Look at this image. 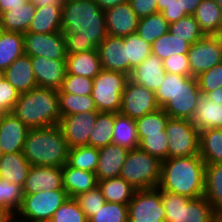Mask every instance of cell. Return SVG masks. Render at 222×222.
I'll use <instances>...</instances> for the list:
<instances>
[{
	"instance_id": "cell-1",
	"label": "cell",
	"mask_w": 222,
	"mask_h": 222,
	"mask_svg": "<svg viewBox=\"0 0 222 222\" xmlns=\"http://www.w3.org/2000/svg\"><path fill=\"white\" fill-rule=\"evenodd\" d=\"M61 31L67 55L95 50L108 36L105 13L94 0H63Z\"/></svg>"
},
{
	"instance_id": "cell-2",
	"label": "cell",
	"mask_w": 222,
	"mask_h": 222,
	"mask_svg": "<svg viewBox=\"0 0 222 222\" xmlns=\"http://www.w3.org/2000/svg\"><path fill=\"white\" fill-rule=\"evenodd\" d=\"M158 188L190 199L204 196L205 162L200 154L162 161Z\"/></svg>"
},
{
	"instance_id": "cell-3",
	"label": "cell",
	"mask_w": 222,
	"mask_h": 222,
	"mask_svg": "<svg viewBox=\"0 0 222 222\" xmlns=\"http://www.w3.org/2000/svg\"><path fill=\"white\" fill-rule=\"evenodd\" d=\"M155 96L170 118L192 120L202 93L197 77L166 73Z\"/></svg>"
},
{
	"instance_id": "cell-4",
	"label": "cell",
	"mask_w": 222,
	"mask_h": 222,
	"mask_svg": "<svg viewBox=\"0 0 222 222\" xmlns=\"http://www.w3.org/2000/svg\"><path fill=\"white\" fill-rule=\"evenodd\" d=\"M69 147L60 126L30 128L23 147V155L32 166L62 168L68 160Z\"/></svg>"
},
{
	"instance_id": "cell-5",
	"label": "cell",
	"mask_w": 222,
	"mask_h": 222,
	"mask_svg": "<svg viewBox=\"0 0 222 222\" xmlns=\"http://www.w3.org/2000/svg\"><path fill=\"white\" fill-rule=\"evenodd\" d=\"M13 113L30 129L57 125L61 120L58 90L36 87L20 93Z\"/></svg>"
},
{
	"instance_id": "cell-6",
	"label": "cell",
	"mask_w": 222,
	"mask_h": 222,
	"mask_svg": "<svg viewBox=\"0 0 222 222\" xmlns=\"http://www.w3.org/2000/svg\"><path fill=\"white\" fill-rule=\"evenodd\" d=\"M162 161L136 148L131 149L121 168L120 177L137 190L158 187Z\"/></svg>"
},
{
	"instance_id": "cell-7",
	"label": "cell",
	"mask_w": 222,
	"mask_h": 222,
	"mask_svg": "<svg viewBox=\"0 0 222 222\" xmlns=\"http://www.w3.org/2000/svg\"><path fill=\"white\" fill-rule=\"evenodd\" d=\"M161 199L165 222H212L214 210L204 196L190 199L161 190Z\"/></svg>"
},
{
	"instance_id": "cell-8",
	"label": "cell",
	"mask_w": 222,
	"mask_h": 222,
	"mask_svg": "<svg viewBox=\"0 0 222 222\" xmlns=\"http://www.w3.org/2000/svg\"><path fill=\"white\" fill-rule=\"evenodd\" d=\"M129 76L102 69L93 79L92 98L98 112L119 113L122 104V93Z\"/></svg>"
},
{
	"instance_id": "cell-9",
	"label": "cell",
	"mask_w": 222,
	"mask_h": 222,
	"mask_svg": "<svg viewBox=\"0 0 222 222\" xmlns=\"http://www.w3.org/2000/svg\"><path fill=\"white\" fill-rule=\"evenodd\" d=\"M68 198L65 189L24 194L20 209L14 216L22 222H49L55 211Z\"/></svg>"
},
{
	"instance_id": "cell-10",
	"label": "cell",
	"mask_w": 222,
	"mask_h": 222,
	"mask_svg": "<svg viewBox=\"0 0 222 222\" xmlns=\"http://www.w3.org/2000/svg\"><path fill=\"white\" fill-rule=\"evenodd\" d=\"M168 158L199 154L200 131L191 120L169 118L166 128Z\"/></svg>"
},
{
	"instance_id": "cell-11",
	"label": "cell",
	"mask_w": 222,
	"mask_h": 222,
	"mask_svg": "<svg viewBox=\"0 0 222 222\" xmlns=\"http://www.w3.org/2000/svg\"><path fill=\"white\" fill-rule=\"evenodd\" d=\"M128 222H165V208L158 187L136 190L128 203Z\"/></svg>"
},
{
	"instance_id": "cell-12",
	"label": "cell",
	"mask_w": 222,
	"mask_h": 222,
	"mask_svg": "<svg viewBox=\"0 0 222 222\" xmlns=\"http://www.w3.org/2000/svg\"><path fill=\"white\" fill-rule=\"evenodd\" d=\"M192 77L222 62V42L217 35H205L190 45L187 53Z\"/></svg>"
},
{
	"instance_id": "cell-13",
	"label": "cell",
	"mask_w": 222,
	"mask_h": 222,
	"mask_svg": "<svg viewBox=\"0 0 222 222\" xmlns=\"http://www.w3.org/2000/svg\"><path fill=\"white\" fill-rule=\"evenodd\" d=\"M159 108L154 91L128 79L122 93L120 113L136 120Z\"/></svg>"
},
{
	"instance_id": "cell-14",
	"label": "cell",
	"mask_w": 222,
	"mask_h": 222,
	"mask_svg": "<svg viewBox=\"0 0 222 222\" xmlns=\"http://www.w3.org/2000/svg\"><path fill=\"white\" fill-rule=\"evenodd\" d=\"M24 35V54L30 57L38 56L53 60H66L67 52L65 38L62 33H32Z\"/></svg>"
},
{
	"instance_id": "cell-15",
	"label": "cell",
	"mask_w": 222,
	"mask_h": 222,
	"mask_svg": "<svg viewBox=\"0 0 222 222\" xmlns=\"http://www.w3.org/2000/svg\"><path fill=\"white\" fill-rule=\"evenodd\" d=\"M100 112L89 111L61 117L59 126L69 148L88 146L90 131Z\"/></svg>"
},
{
	"instance_id": "cell-16",
	"label": "cell",
	"mask_w": 222,
	"mask_h": 222,
	"mask_svg": "<svg viewBox=\"0 0 222 222\" xmlns=\"http://www.w3.org/2000/svg\"><path fill=\"white\" fill-rule=\"evenodd\" d=\"M38 87L60 90L66 75V60L30 57Z\"/></svg>"
},
{
	"instance_id": "cell-17",
	"label": "cell",
	"mask_w": 222,
	"mask_h": 222,
	"mask_svg": "<svg viewBox=\"0 0 222 222\" xmlns=\"http://www.w3.org/2000/svg\"><path fill=\"white\" fill-rule=\"evenodd\" d=\"M108 35L127 37L137 32L139 18L129 1L104 11Z\"/></svg>"
},
{
	"instance_id": "cell-18",
	"label": "cell",
	"mask_w": 222,
	"mask_h": 222,
	"mask_svg": "<svg viewBox=\"0 0 222 222\" xmlns=\"http://www.w3.org/2000/svg\"><path fill=\"white\" fill-rule=\"evenodd\" d=\"M29 128L13 113H4L0 123V145L3 154L23 152Z\"/></svg>"
},
{
	"instance_id": "cell-19",
	"label": "cell",
	"mask_w": 222,
	"mask_h": 222,
	"mask_svg": "<svg viewBox=\"0 0 222 222\" xmlns=\"http://www.w3.org/2000/svg\"><path fill=\"white\" fill-rule=\"evenodd\" d=\"M58 189H64L62 168L55 166H31L23 186L24 194Z\"/></svg>"
},
{
	"instance_id": "cell-20",
	"label": "cell",
	"mask_w": 222,
	"mask_h": 222,
	"mask_svg": "<svg viewBox=\"0 0 222 222\" xmlns=\"http://www.w3.org/2000/svg\"><path fill=\"white\" fill-rule=\"evenodd\" d=\"M102 69L127 75V53L123 37L108 35L97 47Z\"/></svg>"
},
{
	"instance_id": "cell-21",
	"label": "cell",
	"mask_w": 222,
	"mask_h": 222,
	"mask_svg": "<svg viewBox=\"0 0 222 222\" xmlns=\"http://www.w3.org/2000/svg\"><path fill=\"white\" fill-rule=\"evenodd\" d=\"M129 151L128 148L113 143L99 148L98 166L95 171L97 180L120 177L121 168Z\"/></svg>"
},
{
	"instance_id": "cell-22",
	"label": "cell",
	"mask_w": 222,
	"mask_h": 222,
	"mask_svg": "<svg viewBox=\"0 0 222 222\" xmlns=\"http://www.w3.org/2000/svg\"><path fill=\"white\" fill-rule=\"evenodd\" d=\"M165 75L166 71L163 67V61L151 53L141 64L132 70L129 79L156 92L162 84Z\"/></svg>"
},
{
	"instance_id": "cell-23",
	"label": "cell",
	"mask_w": 222,
	"mask_h": 222,
	"mask_svg": "<svg viewBox=\"0 0 222 222\" xmlns=\"http://www.w3.org/2000/svg\"><path fill=\"white\" fill-rule=\"evenodd\" d=\"M3 73L4 78L19 93L29 92L38 87L29 55L23 54L18 57Z\"/></svg>"
},
{
	"instance_id": "cell-24",
	"label": "cell",
	"mask_w": 222,
	"mask_h": 222,
	"mask_svg": "<svg viewBox=\"0 0 222 222\" xmlns=\"http://www.w3.org/2000/svg\"><path fill=\"white\" fill-rule=\"evenodd\" d=\"M62 182L68 196L73 198L98 186L95 173L71 167L67 163L62 167Z\"/></svg>"
},
{
	"instance_id": "cell-25",
	"label": "cell",
	"mask_w": 222,
	"mask_h": 222,
	"mask_svg": "<svg viewBox=\"0 0 222 222\" xmlns=\"http://www.w3.org/2000/svg\"><path fill=\"white\" fill-rule=\"evenodd\" d=\"M33 17L28 32L38 34L60 32L62 25V4H49L43 7H36Z\"/></svg>"
},
{
	"instance_id": "cell-26",
	"label": "cell",
	"mask_w": 222,
	"mask_h": 222,
	"mask_svg": "<svg viewBox=\"0 0 222 222\" xmlns=\"http://www.w3.org/2000/svg\"><path fill=\"white\" fill-rule=\"evenodd\" d=\"M36 6L28 0L23 6L13 7L12 10L0 15V29L25 34L35 15Z\"/></svg>"
},
{
	"instance_id": "cell-27",
	"label": "cell",
	"mask_w": 222,
	"mask_h": 222,
	"mask_svg": "<svg viewBox=\"0 0 222 222\" xmlns=\"http://www.w3.org/2000/svg\"><path fill=\"white\" fill-rule=\"evenodd\" d=\"M31 166L23 152L3 154L0 157V178L23 187Z\"/></svg>"
},
{
	"instance_id": "cell-28",
	"label": "cell",
	"mask_w": 222,
	"mask_h": 222,
	"mask_svg": "<svg viewBox=\"0 0 222 222\" xmlns=\"http://www.w3.org/2000/svg\"><path fill=\"white\" fill-rule=\"evenodd\" d=\"M66 70L68 74L94 79L102 70L97 49L67 55Z\"/></svg>"
},
{
	"instance_id": "cell-29",
	"label": "cell",
	"mask_w": 222,
	"mask_h": 222,
	"mask_svg": "<svg viewBox=\"0 0 222 222\" xmlns=\"http://www.w3.org/2000/svg\"><path fill=\"white\" fill-rule=\"evenodd\" d=\"M191 121L199 131L222 128V104L202 95Z\"/></svg>"
},
{
	"instance_id": "cell-30",
	"label": "cell",
	"mask_w": 222,
	"mask_h": 222,
	"mask_svg": "<svg viewBox=\"0 0 222 222\" xmlns=\"http://www.w3.org/2000/svg\"><path fill=\"white\" fill-rule=\"evenodd\" d=\"M193 16L205 35H217L220 32L222 10L215 0H202Z\"/></svg>"
},
{
	"instance_id": "cell-31",
	"label": "cell",
	"mask_w": 222,
	"mask_h": 222,
	"mask_svg": "<svg viewBox=\"0 0 222 222\" xmlns=\"http://www.w3.org/2000/svg\"><path fill=\"white\" fill-rule=\"evenodd\" d=\"M24 54V35L0 29V70L5 71Z\"/></svg>"
},
{
	"instance_id": "cell-32",
	"label": "cell",
	"mask_w": 222,
	"mask_h": 222,
	"mask_svg": "<svg viewBox=\"0 0 222 222\" xmlns=\"http://www.w3.org/2000/svg\"><path fill=\"white\" fill-rule=\"evenodd\" d=\"M199 154L205 164L222 163V128L200 131Z\"/></svg>"
},
{
	"instance_id": "cell-33",
	"label": "cell",
	"mask_w": 222,
	"mask_h": 222,
	"mask_svg": "<svg viewBox=\"0 0 222 222\" xmlns=\"http://www.w3.org/2000/svg\"><path fill=\"white\" fill-rule=\"evenodd\" d=\"M112 143L128 148L129 150L139 147L137 126L134 119H131L120 112L114 113Z\"/></svg>"
},
{
	"instance_id": "cell-34",
	"label": "cell",
	"mask_w": 222,
	"mask_h": 222,
	"mask_svg": "<svg viewBox=\"0 0 222 222\" xmlns=\"http://www.w3.org/2000/svg\"><path fill=\"white\" fill-rule=\"evenodd\" d=\"M98 187L102 191L105 202L126 205L132 200L137 190L121 177L98 181Z\"/></svg>"
},
{
	"instance_id": "cell-35",
	"label": "cell",
	"mask_w": 222,
	"mask_h": 222,
	"mask_svg": "<svg viewBox=\"0 0 222 222\" xmlns=\"http://www.w3.org/2000/svg\"><path fill=\"white\" fill-rule=\"evenodd\" d=\"M204 197L214 211L222 210V163L205 164Z\"/></svg>"
},
{
	"instance_id": "cell-36",
	"label": "cell",
	"mask_w": 222,
	"mask_h": 222,
	"mask_svg": "<svg viewBox=\"0 0 222 222\" xmlns=\"http://www.w3.org/2000/svg\"><path fill=\"white\" fill-rule=\"evenodd\" d=\"M114 113L100 112L91 129L88 146L102 148L112 143Z\"/></svg>"
},
{
	"instance_id": "cell-37",
	"label": "cell",
	"mask_w": 222,
	"mask_h": 222,
	"mask_svg": "<svg viewBox=\"0 0 222 222\" xmlns=\"http://www.w3.org/2000/svg\"><path fill=\"white\" fill-rule=\"evenodd\" d=\"M127 53V75L141 64L151 53L152 45L143 40L137 33L123 37Z\"/></svg>"
},
{
	"instance_id": "cell-38",
	"label": "cell",
	"mask_w": 222,
	"mask_h": 222,
	"mask_svg": "<svg viewBox=\"0 0 222 222\" xmlns=\"http://www.w3.org/2000/svg\"><path fill=\"white\" fill-rule=\"evenodd\" d=\"M169 31V23L163 17L162 13L157 12L139 19L137 34L151 44Z\"/></svg>"
},
{
	"instance_id": "cell-39",
	"label": "cell",
	"mask_w": 222,
	"mask_h": 222,
	"mask_svg": "<svg viewBox=\"0 0 222 222\" xmlns=\"http://www.w3.org/2000/svg\"><path fill=\"white\" fill-rule=\"evenodd\" d=\"M99 160V149L90 146L69 148L67 164L71 167L95 173Z\"/></svg>"
},
{
	"instance_id": "cell-40",
	"label": "cell",
	"mask_w": 222,
	"mask_h": 222,
	"mask_svg": "<svg viewBox=\"0 0 222 222\" xmlns=\"http://www.w3.org/2000/svg\"><path fill=\"white\" fill-rule=\"evenodd\" d=\"M190 44L169 31L152 43V54L162 61L176 54L187 55Z\"/></svg>"
},
{
	"instance_id": "cell-41",
	"label": "cell",
	"mask_w": 222,
	"mask_h": 222,
	"mask_svg": "<svg viewBox=\"0 0 222 222\" xmlns=\"http://www.w3.org/2000/svg\"><path fill=\"white\" fill-rule=\"evenodd\" d=\"M61 117L82 112L98 111L91 95L58 93Z\"/></svg>"
},
{
	"instance_id": "cell-42",
	"label": "cell",
	"mask_w": 222,
	"mask_h": 222,
	"mask_svg": "<svg viewBox=\"0 0 222 222\" xmlns=\"http://www.w3.org/2000/svg\"><path fill=\"white\" fill-rule=\"evenodd\" d=\"M169 116L162 108L145 114L141 118L135 120L137 126L138 138H145L148 135L161 134L164 131L166 124L169 120Z\"/></svg>"
},
{
	"instance_id": "cell-43",
	"label": "cell",
	"mask_w": 222,
	"mask_h": 222,
	"mask_svg": "<svg viewBox=\"0 0 222 222\" xmlns=\"http://www.w3.org/2000/svg\"><path fill=\"white\" fill-rule=\"evenodd\" d=\"M169 32L190 45L205 36L193 15H187L177 22L169 24Z\"/></svg>"
},
{
	"instance_id": "cell-44",
	"label": "cell",
	"mask_w": 222,
	"mask_h": 222,
	"mask_svg": "<svg viewBox=\"0 0 222 222\" xmlns=\"http://www.w3.org/2000/svg\"><path fill=\"white\" fill-rule=\"evenodd\" d=\"M23 199L24 191L22 186L0 178V206L15 215L20 209Z\"/></svg>"
},
{
	"instance_id": "cell-45",
	"label": "cell",
	"mask_w": 222,
	"mask_h": 222,
	"mask_svg": "<svg viewBox=\"0 0 222 222\" xmlns=\"http://www.w3.org/2000/svg\"><path fill=\"white\" fill-rule=\"evenodd\" d=\"M88 222H128V205L105 202Z\"/></svg>"
},
{
	"instance_id": "cell-46",
	"label": "cell",
	"mask_w": 222,
	"mask_h": 222,
	"mask_svg": "<svg viewBox=\"0 0 222 222\" xmlns=\"http://www.w3.org/2000/svg\"><path fill=\"white\" fill-rule=\"evenodd\" d=\"M138 148L161 161L168 159V139L165 130L161 131V134L139 138Z\"/></svg>"
},
{
	"instance_id": "cell-47",
	"label": "cell",
	"mask_w": 222,
	"mask_h": 222,
	"mask_svg": "<svg viewBox=\"0 0 222 222\" xmlns=\"http://www.w3.org/2000/svg\"><path fill=\"white\" fill-rule=\"evenodd\" d=\"M49 222H88V219L75 198L69 197L55 211Z\"/></svg>"
},
{
	"instance_id": "cell-48",
	"label": "cell",
	"mask_w": 222,
	"mask_h": 222,
	"mask_svg": "<svg viewBox=\"0 0 222 222\" xmlns=\"http://www.w3.org/2000/svg\"><path fill=\"white\" fill-rule=\"evenodd\" d=\"M93 79L81 75L68 74L66 72L63 85L58 93H69L77 95H91Z\"/></svg>"
},
{
	"instance_id": "cell-49",
	"label": "cell",
	"mask_w": 222,
	"mask_h": 222,
	"mask_svg": "<svg viewBox=\"0 0 222 222\" xmlns=\"http://www.w3.org/2000/svg\"><path fill=\"white\" fill-rule=\"evenodd\" d=\"M75 200L78 202L80 208L84 211L87 219L93 216L95 212L105 203V198L98 186L87 191L86 193L77 195Z\"/></svg>"
},
{
	"instance_id": "cell-50",
	"label": "cell",
	"mask_w": 222,
	"mask_h": 222,
	"mask_svg": "<svg viewBox=\"0 0 222 222\" xmlns=\"http://www.w3.org/2000/svg\"><path fill=\"white\" fill-rule=\"evenodd\" d=\"M197 81L202 95H206L207 93L221 87L222 62L197 76Z\"/></svg>"
},
{
	"instance_id": "cell-51",
	"label": "cell",
	"mask_w": 222,
	"mask_h": 222,
	"mask_svg": "<svg viewBox=\"0 0 222 222\" xmlns=\"http://www.w3.org/2000/svg\"><path fill=\"white\" fill-rule=\"evenodd\" d=\"M20 93L5 78L0 81V111L13 112Z\"/></svg>"
},
{
	"instance_id": "cell-52",
	"label": "cell",
	"mask_w": 222,
	"mask_h": 222,
	"mask_svg": "<svg viewBox=\"0 0 222 222\" xmlns=\"http://www.w3.org/2000/svg\"><path fill=\"white\" fill-rule=\"evenodd\" d=\"M166 73L191 76L189 59L187 55L176 54L163 60Z\"/></svg>"
},
{
	"instance_id": "cell-53",
	"label": "cell",
	"mask_w": 222,
	"mask_h": 222,
	"mask_svg": "<svg viewBox=\"0 0 222 222\" xmlns=\"http://www.w3.org/2000/svg\"><path fill=\"white\" fill-rule=\"evenodd\" d=\"M129 3L139 19L157 13V0H129Z\"/></svg>"
},
{
	"instance_id": "cell-54",
	"label": "cell",
	"mask_w": 222,
	"mask_h": 222,
	"mask_svg": "<svg viewBox=\"0 0 222 222\" xmlns=\"http://www.w3.org/2000/svg\"><path fill=\"white\" fill-rule=\"evenodd\" d=\"M166 21L171 24L177 22L182 17L187 16L185 11H182L179 1H175L169 5L164 11L161 12Z\"/></svg>"
},
{
	"instance_id": "cell-55",
	"label": "cell",
	"mask_w": 222,
	"mask_h": 222,
	"mask_svg": "<svg viewBox=\"0 0 222 222\" xmlns=\"http://www.w3.org/2000/svg\"><path fill=\"white\" fill-rule=\"evenodd\" d=\"M179 1L182 11H185L187 15H193L196 8L202 0H177Z\"/></svg>"
},
{
	"instance_id": "cell-56",
	"label": "cell",
	"mask_w": 222,
	"mask_h": 222,
	"mask_svg": "<svg viewBox=\"0 0 222 222\" xmlns=\"http://www.w3.org/2000/svg\"><path fill=\"white\" fill-rule=\"evenodd\" d=\"M28 0H0V15L16 6H23Z\"/></svg>"
},
{
	"instance_id": "cell-57",
	"label": "cell",
	"mask_w": 222,
	"mask_h": 222,
	"mask_svg": "<svg viewBox=\"0 0 222 222\" xmlns=\"http://www.w3.org/2000/svg\"><path fill=\"white\" fill-rule=\"evenodd\" d=\"M94 1L103 11H105L109 8L120 5L121 3H125L129 0H94Z\"/></svg>"
},
{
	"instance_id": "cell-58",
	"label": "cell",
	"mask_w": 222,
	"mask_h": 222,
	"mask_svg": "<svg viewBox=\"0 0 222 222\" xmlns=\"http://www.w3.org/2000/svg\"><path fill=\"white\" fill-rule=\"evenodd\" d=\"M208 99L212 100L213 102H217L218 104H222V86L211 91L205 95Z\"/></svg>"
},
{
	"instance_id": "cell-59",
	"label": "cell",
	"mask_w": 222,
	"mask_h": 222,
	"mask_svg": "<svg viewBox=\"0 0 222 222\" xmlns=\"http://www.w3.org/2000/svg\"><path fill=\"white\" fill-rule=\"evenodd\" d=\"M36 7H43L49 4H62L63 0H32Z\"/></svg>"
},
{
	"instance_id": "cell-60",
	"label": "cell",
	"mask_w": 222,
	"mask_h": 222,
	"mask_svg": "<svg viewBox=\"0 0 222 222\" xmlns=\"http://www.w3.org/2000/svg\"><path fill=\"white\" fill-rule=\"evenodd\" d=\"M13 216L10 211L0 206V222H8Z\"/></svg>"
},
{
	"instance_id": "cell-61",
	"label": "cell",
	"mask_w": 222,
	"mask_h": 222,
	"mask_svg": "<svg viewBox=\"0 0 222 222\" xmlns=\"http://www.w3.org/2000/svg\"><path fill=\"white\" fill-rule=\"evenodd\" d=\"M175 1L177 0H157V11L161 13Z\"/></svg>"
},
{
	"instance_id": "cell-62",
	"label": "cell",
	"mask_w": 222,
	"mask_h": 222,
	"mask_svg": "<svg viewBox=\"0 0 222 222\" xmlns=\"http://www.w3.org/2000/svg\"><path fill=\"white\" fill-rule=\"evenodd\" d=\"M212 222H222V210L214 211V215L212 217Z\"/></svg>"
},
{
	"instance_id": "cell-63",
	"label": "cell",
	"mask_w": 222,
	"mask_h": 222,
	"mask_svg": "<svg viewBox=\"0 0 222 222\" xmlns=\"http://www.w3.org/2000/svg\"><path fill=\"white\" fill-rule=\"evenodd\" d=\"M215 2L217 3V5L221 8L222 10V0H215Z\"/></svg>"
},
{
	"instance_id": "cell-64",
	"label": "cell",
	"mask_w": 222,
	"mask_h": 222,
	"mask_svg": "<svg viewBox=\"0 0 222 222\" xmlns=\"http://www.w3.org/2000/svg\"><path fill=\"white\" fill-rule=\"evenodd\" d=\"M217 36H218L220 39H222V27H221V29H220V32L217 34Z\"/></svg>"
},
{
	"instance_id": "cell-65",
	"label": "cell",
	"mask_w": 222,
	"mask_h": 222,
	"mask_svg": "<svg viewBox=\"0 0 222 222\" xmlns=\"http://www.w3.org/2000/svg\"><path fill=\"white\" fill-rule=\"evenodd\" d=\"M4 78V73L3 71L0 70V81Z\"/></svg>"
},
{
	"instance_id": "cell-66",
	"label": "cell",
	"mask_w": 222,
	"mask_h": 222,
	"mask_svg": "<svg viewBox=\"0 0 222 222\" xmlns=\"http://www.w3.org/2000/svg\"><path fill=\"white\" fill-rule=\"evenodd\" d=\"M13 222H22V221H19L15 216H13Z\"/></svg>"
},
{
	"instance_id": "cell-67",
	"label": "cell",
	"mask_w": 222,
	"mask_h": 222,
	"mask_svg": "<svg viewBox=\"0 0 222 222\" xmlns=\"http://www.w3.org/2000/svg\"><path fill=\"white\" fill-rule=\"evenodd\" d=\"M3 115H4V113L2 111H0V123H1Z\"/></svg>"
},
{
	"instance_id": "cell-68",
	"label": "cell",
	"mask_w": 222,
	"mask_h": 222,
	"mask_svg": "<svg viewBox=\"0 0 222 222\" xmlns=\"http://www.w3.org/2000/svg\"><path fill=\"white\" fill-rule=\"evenodd\" d=\"M3 155V151H2V148H1V145H0V157Z\"/></svg>"
}]
</instances>
